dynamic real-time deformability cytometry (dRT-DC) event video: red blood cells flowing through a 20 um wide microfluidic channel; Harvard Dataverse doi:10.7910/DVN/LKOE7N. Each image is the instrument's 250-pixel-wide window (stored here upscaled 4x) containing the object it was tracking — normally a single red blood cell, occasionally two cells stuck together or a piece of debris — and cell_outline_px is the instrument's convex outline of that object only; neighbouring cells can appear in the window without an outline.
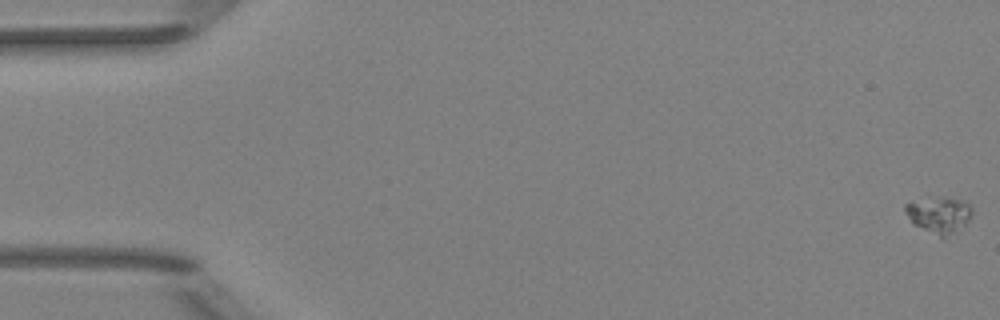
{"species": "Egyptian fruit bat (a non-hibernating species)", "species_latin": "Rousettus aegyptiacus", "temperature_condition": "room temperature", "stored_images_in_passage": 6, "camera_frame_rate_fps": 3000, "um_per_image_px": 0.085, "animal": {"sex": "female"}, "frame": {"image": 1, "passage_image": 1, "time_ms": 0.0, "image_size_px": [1000, 320], "cell_outline_px": [[972, 216], [964, 224], [940, 240], [912, 224], [904, 212], [904, 204], [944, 196], [964, 200], [972, 208]], "centroid_in_image_um": [79.79, 18.29], "position_along_channel_um": 5.2, "area_um2": 14.28}}
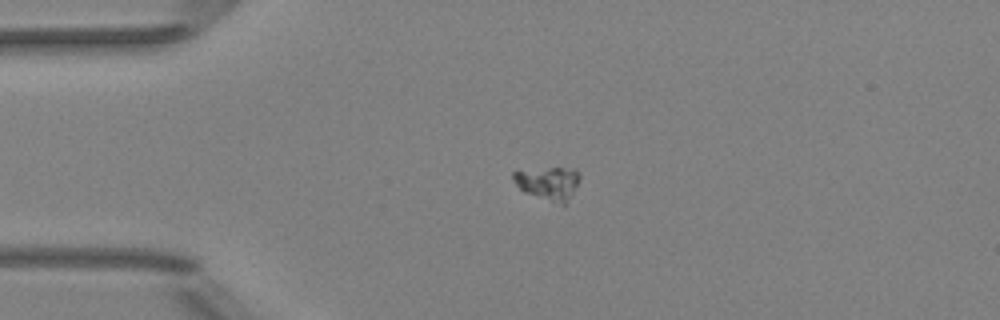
{"frame": {"image": 2, "passage_image": 4, "time_ms": 4.333, "image_size_px": [1000, 320], "cell_outline_px": [[580, 180], [564, 204], [524, 192], [512, 180], [512, 172], [516, 168], [572, 168], [580, 172]], "centroid_in_image_um": [46.53, 15.49], "position_along_channel_um": 38.5, "area_um2": 12.83}}
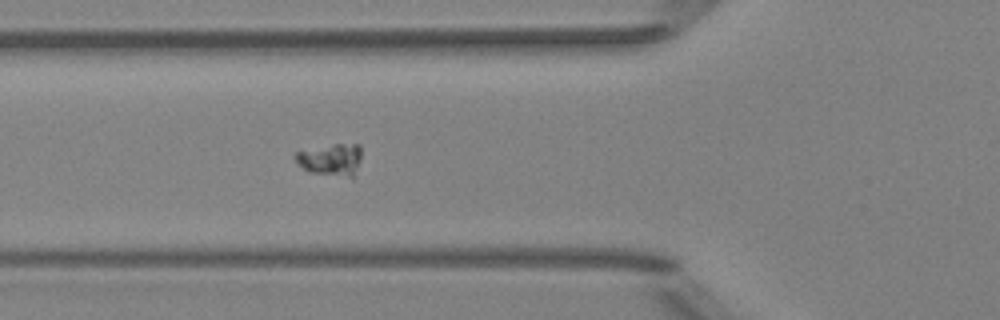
{"frame": {"image": 3, "passage_image": 6, "time_ms": 6.667, "image_size_px": [1000, 320], "cell_outline_px": [[360, 160], [352, 176], [348, 176], [308, 172], [292, 156], [296, 152], [336, 144], [360, 144]], "centroid_in_image_um": [28.11, 13.55], "position_along_channel_um": 97.7, "area_um2": 11.85}}